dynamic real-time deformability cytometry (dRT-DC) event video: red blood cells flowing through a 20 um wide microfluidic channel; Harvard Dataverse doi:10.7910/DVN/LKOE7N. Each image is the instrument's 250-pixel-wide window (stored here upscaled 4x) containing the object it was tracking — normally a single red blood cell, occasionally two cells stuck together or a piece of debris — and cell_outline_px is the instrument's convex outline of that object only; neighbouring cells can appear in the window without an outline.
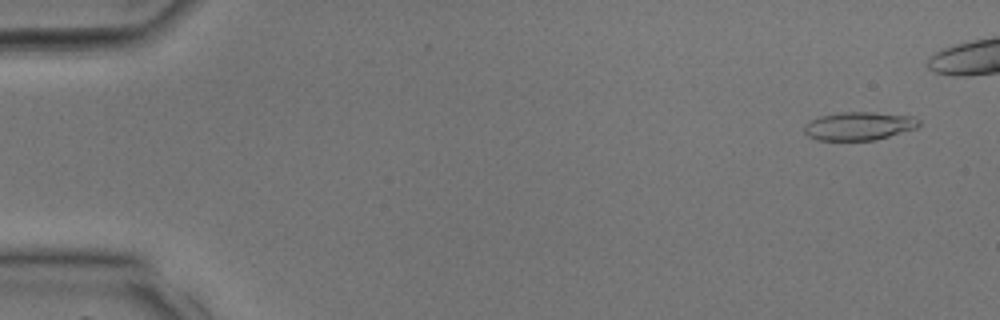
{"species": "common noctule bat (a hibernating species)", "species_latin": "Nyctalus noctula", "temperature_condition": "room temperature", "stored_images_in_passage": 31, "camera_frame_rate_fps": 3000, "um_per_image_px": 0.085, "animal": {"sex": "male", "body_mass_g": 17.9, "forearm_length_mm": 54.2}, "frame": {"image": 1, "passage_image": 2, "time_ms": 0.333, "image_size_px": [1000, 320], "cell_outline_px": [[920, 124], [916, 128], [888, 136], [872, 140], [816, 140], [808, 136], [804, 132], [804, 124], [808, 120], [820, 116], [844, 112], [872, 112], [912, 116], [920, 120]], "centroid_in_image_um": [72.97, 10.71], "position_along_channel_um": 12.0, "area_um2": 18.84}}
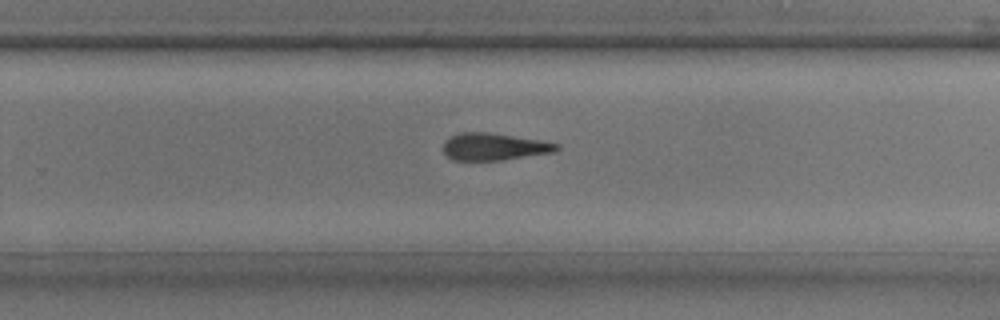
{"frame": {"image": 2, "passage_image": 23, "time_ms": 7.333, "image_size_px": [1000, 320], "cell_outline_px": [[560, 148], [556, 152], [504, 160], [452, 160], [444, 152], [444, 140], [448, 136], [460, 132], [488, 132], [540, 140], [560, 144]], "centroid_in_image_um": [42.01, 12.47], "position_along_channel_um": 287.8, "area_um2": 18.15}}
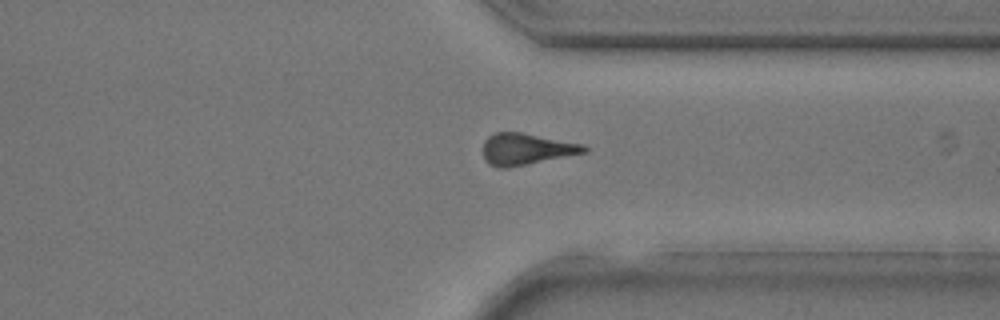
{"frame": {"image": 3, "passage_image": 27, "time_ms": 8.667, "image_size_px": [1000, 320], "cell_outline_px": [[588, 152], [508, 168], [496, 168], [488, 164], [484, 160], [484, 140], [488, 136], [496, 132], [520, 132], [584, 144], [588, 148]], "centroid_in_image_um": [44.72, 12.68], "position_along_channel_um": 366.7, "area_um2": 18.67}}